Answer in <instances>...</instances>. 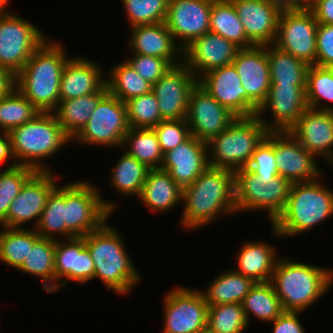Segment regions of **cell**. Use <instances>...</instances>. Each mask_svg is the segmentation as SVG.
Instances as JSON below:
<instances>
[{
	"label": "cell",
	"mask_w": 333,
	"mask_h": 333,
	"mask_svg": "<svg viewBox=\"0 0 333 333\" xmlns=\"http://www.w3.org/2000/svg\"><path fill=\"white\" fill-rule=\"evenodd\" d=\"M9 161H14V156L11 149V141L8 132L1 131L0 134V165Z\"/></svg>",
	"instance_id": "57"
},
{
	"label": "cell",
	"mask_w": 333,
	"mask_h": 333,
	"mask_svg": "<svg viewBox=\"0 0 333 333\" xmlns=\"http://www.w3.org/2000/svg\"><path fill=\"white\" fill-rule=\"evenodd\" d=\"M102 70L90 59L70 57L60 80V101L97 93L106 84Z\"/></svg>",
	"instance_id": "26"
},
{
	"label": "cell",
	"mask_w": 333,
	"mask_h": 333,
	"mask_svg": "<svg viewBox=\"0 0 333 333\" xmlns=\"http://www.w3.org/2000/svg\"><path fill=\"white\" fill-rule=\"evenodd\" d=\"M305 90L309 108L333 111V68L310 65ZM321 101L331 102V105H324Z\"/></svg>",
	"instance_id": "42"
},
{
	"label": "cell",
	"mask_w": 333,
	"mask_h": 333,
	"mask_svg": "<svg viewBox=\"0 0 333 333\" xmlns=\"http://www.w3.org/2000/svg\"><path fill=\"white\" fill-rule=\"evenodd\" d=\"M333 271L306 263L278 259L271 283L284 311L311 307L333 284Z\"/></svg>",
	"instance_id": "4"
},
{
	"label": "cell",
	"mask_w": 333,
	"mask_h": 333,
	"mask_svg": "<svg viewBox=\"0 0 333 333\" xmlns=\"http://www.w3.org/2000/svg\"><path fill=\"white\" fill-rule=\"evenodd\" d=\"M214 0H168L165 24L183 51L194 40L210 31ZM182 41V42H181Z\"/></svg>",
	"instance_id": "17"
},
{
	"label": "cell",
	"mask_w": 333,
	"mask_h": 333,
	"mask_svg": "<svg viewBox=\"0 0 333 333\" xmlns=\"http://www.w3.org/2000/svg\"><path fill=\"white\" fill-rule=\"evenodd\" d=\"M247 322L251 315L260 321L272 322L283 312V307L271 282L255 283L242 302Z\"/></svg>",
	"instance_id": "34"
},
{
	"label": "cell",
	"mask_w": 333,
	"mask_h": 333,
	"mask_svg": "<svg viewBox=\"0 0 333 333\" xmlns=\"http://www.w3.org/2000/svg\"><path fill=\"white\" fill-rule=\"evenodd\" d=\"M129 44L132 54L167 59L173 66L182 62L180 43H175L165 22L131 27Z\"/></svg>",
	"instance_id": "27"
},
{
	"label": "cell",
	"mask_w": 333,
	"mask_h": 333,
	"mask_svg": "<svg viewBox=\"0 0 333 333\" xmlns=\"http://www.w3.org/2000/svg\"><path fill=\"white\" fill-rule=\"evenodd\" d=\"M126 61L146 81L154 85L173 65L160 57L133 54Z\"/></svg>",
	"instance_id": "51"
},
{
	"label": "cell",
	"mask_w": 333,
	"mask_h": 333,
	"mask_svg": "<svg viewBox=\"0 0 333 333\" xmlns=\"http://www.w3.org/2000/svg\"><path fill=\"white\" fill-rule=\"evenodd\" d=\"M239 49L233 42L209 31L182 51V62L199 79L213 69L232 64Z\"/></svg>",
	"instance_id": "20"
},
{
	"label": "cell",
	"mask_w": 333,
	"mask_h": 333,
	"mask_svg": "<svg viewBox=\"0 0 333 333\" xmlns=\"http://www.w3.org/2000/svg\"><path fill=\"white\" fill-rule=\"evenodd\" d=\"M89 181L65 184V239L84 237L98 230L114 212L115 204L103 200Z\"/></svg>",
	"instance_id": "8"
},
{
	"label": "cell",
	"mask_w": 333,
	"mask_h": 333,
	"mask_svg": "<svg viewBox=\"0 0 333 333\" xmlns=\"http://www.w3.org/2000/svg\"><path fill=\"white\" fill-rule=\"evenodd\" d=\"M197 84L198 78L181 62L152 85L162 120L186 119L190 94Z\"/></svg>",
	"instance_id": "14"
},
{
	"label": "cell",
	"mask_w": 333,
	"mask_h": 333,
	"mask_svg": "<svg viewBox=\"0 0 333 333\" xmlns=\"http://www.w3.org/2000/svg\"><path fill=\"white\" fill-rule=\"evenodd\" d=\"M254 46L274 44L280 10L265 0H231Z\"/></svg>",
	"instance_id": "25"
},
{
	"label": "cell",
	"mask_w": 333,
	"mask_h": 333,
	"mask_svg": "<svg viewBox=\"0 0 333 333\" xmlns=\"http://www.w3.org/2000/svg\"><path fill=\"white\" fill-rule=\"evenodd\" d=\"M264 182L247 168L235 172L236 211H255L262 209V191Z\"/></svg>",
	"instance_id": "44"
},
{
	"label": "cell",
	"mask_w": 333,
	"mask_h": 333,
	"mask_svg": "<svg viewBox=\"0 0 333 333\" xmlns=\"http://www.w3.org/2000/svg\"><path fill=\"white\" fill-rule=\"evenodd\" d=\"M125 152L138 161L145 164L149 169H160L163 162V153L160 149L156 132L153 128H130L123 138L122 146Z\"/></svg>",
	"instance_id": "36"
},
{
	"label": "cell",
	"mask_w": 333,
	"mask_h": 333,
	"mask_svg": "<svg viewBox=\"0 0 333 333\" xmlns=\"http://www.w3.org/2000/svg\"><path fill=\"white\" fill-rule=\"evenodd\" d=\"M40 111L14 87L0 99V131L9 132L14 127L31 121Z\"/></svg>",
	"instance_id": "40"
},
{
	"label": "cell",
	"mask_w": 333,
	"mask_h": 333,
	"mask_svg": "<svg viewBox=\"0 0 333 333\" xmlns=\"http://www.w3.org/2000/svg\"><path fill=\"white\" fill-rule=\"evenodd\" d=\"M273 149L279 176L291 183L310 182L320 178L315 157L288 131L273 132Z\"/></svg>",
	"instance_id": "19"
},
{
	"label": "cell",
	"mask_w": 333,
	"mask_h": 333,
	"mask_svg": "<svg viewBox=\"0 0 333 333\" xmlns=\"http://www.w3.org/2000/svg\"><path fill=\"white\" fill-rule=\"evenodd\" d=\"M8 134L14 162L35 171H50L48 166L41 165V160L57 154L59 149L72 142L53 112H40L31 121L11 129Z\"/></svg>",
	"instance_id": "6"
},
{
	"label": "cell",
	"mask_w": 333,
	"mask_h": 333,
	"mask_svg": "<svg viewBox=\"0 0 333 333\" xmlns=\"http://www.w3.org/2000/svg\"><path fill=\"white\" fill-rule=\"evenodd\" d=\"M208 167L207 143L191 135L185 142L163 154L160 169L167 171L176 184L184 189Z\"/></svg>",
	"instance_id": "21"
},
{
	"label": "cell",
	"mask_w": 333,
	"mask_h": 333,
	"mask_svg": "<svg viewBox=\"0 0 333 333\" xmlns=\"http://www.w3.org/2000/svg\"><path fill=\"white\" fill-rule=\"evenodd\" d=\"M149 168L125 151L114 165L110 182L119 194L139 197Z\"/></svg>",
	"instance_id": "37"
},
{
	"label": "cell",
	"mask_w": 333,
	"mask_h": 333,
	"mask_svg": "<svg viewBox=\"0 0 333 333\" xmlns=\"http://www.w3.org/2000/svg\"><path fill=\"white\" fill-rule=\"evenodd\" d=\"M163 333H198L207 329L208 307L201 290L177 286L163 299Z\"/></svg>",
	"instance_id": "12"
},
{
	"label": "cell",
	"mask_w": 333,
	"mask_h": 333,
	"mask_svg": "<svg viewBox=\"0 0 333 333\" xmlns=\"http://www.w3.org/2000/svg\"><path fill=\"white\" fill-rule=\"evenodd\" d=\"M130 27L165 22L168 0H122Z\"/></svg>",
	"instance_id": "47"
},
{
	"label": "cell",
	"mask_w": 333,
	"mask_h": 333,
	"mask_svg": "<svg viewBox=\"0 0 333 333\" xmlns=\"http://www.w3.org/2000/svg\"><path fill=\"white\" fill-rule=\"evenodd\" d=\"M109 72L110 78H106L108 92L122 102L152 91V84L144 80L127 61L116 65Z\"/></svg>",
	"instance_id": "39"
},
{
	"label": "cell",
	"mask_w": 333,
	"mask_h": 333,
	"mask_svg": "<svg viewBox=\"0 0 333 333\" xmlns=\"http://www.w3.org/2000/svg\"><path fill=\"white\" fill-rule=\"evenodd\" d=\"M153 129L157 134L163 154L182 144L191 136L186 119L162 120Z\"/></svg>",
	"instance_id": "50"
},
{
	"label": "cell",
	"mask_w": 333,
	"mask_h": 333,
	"mask_svg": "<svg viewBox=\"0 0 333 333\" xmlns=\"http://www.w3.org/2000/svg\"><path fill=\"white\" fill-rule=\"evenodd\" d=\"M138 199L150 211L167 212L179 202L182 203V189L167 171L150 169Z\"/></svg>",
	"instance_id": "29"
},
{
	"label": "cell",
	"mask_w": 333,
	"mask_h": 333,
	"mask_svg": "<svg viewBox=\"0 0 333 333\" xmlns=\"http://www.w3.org/2000/svg\"><path fill=\"white\" fill-rule=\"evenodd\" d=\"M117 229L107 221L83 238L94 261V278L117 294H127L140 281V275L125 249Z\"/></svg>",
	"instance_id": "3"
},
{
	"label": "cell",
	"mask_w": 333,
	"mask_h": 333,
	"mask_svg": "<svg viewBox=\"0 0 333 333\" xmlns=\"http://www.w3.org/2000/svg\"><path fill=\"white\" fill-rule=\"evenodd\" d=\"M268 132L257 115L237 117L227 129L207 143L209 166L234 173L246 168Z\"/></svg>",
	"instance_id": "7"
},
{
	"label": "cell",
	"mask_w": 333,
	"mask_h": 333,
	"mask_svg": "<svg viewBox=\"0 0 333 333\" xmlns=\"http://www.w3.org/2000/svg\"><path fill=\"white\" fill-rule=\"evenodd\" d=\"M8 2H9V0H0V14L7 13V10L4 7H6V5H8Z\"/></svg>",
	"instance_id": "58"
},
{
	"label": "cell",
	"mask_w": 333,
	"mask_h": 333,
	"mask_svg": "<svg viewBox=\"0 0 333 333\" xmlns=\"http://www.w3.org/2000/svg\"><path fill=\"white\" fill-rule=\"evenodd\" d=\"M39 237L35 229L5 227L0 232V261L18 270Z\"/></svg>",
	"instance_id": "38"
},
{
	"label": "cell",
	"mask_w": 333,
	"mask_h": 333,
	"mask_svg": "<svg viewBox=\"0 0 333 333\" xmlns=\"http://www.w3.org/2000/svg\"><path fill=\"white\" fill-rule=\"evenodd\" d=\"M198 84L236 117L257 115L260 107L247 95L233 64L207 72Z\"/></svg>",
	"instance_id": "16"
},
{
	"label": "cell",
	"mask_w": 333,
	"mask_h": 333,
	"mask_svg": "<svg viewBox=\"0 0 333 333\" xmlns=\"http://www.w3.org/2000/svg\"><path fill=\"white\" fill-rule=\"evenodd\" d=\"M232 64L247 95L260 107L271 85L267 45L239 49Z\"/></svg>",
	"instance_id": "23"
},
{
	"label": "cell",
	"mask_w": 333,
	"mask_h": 333,
	"mask_svg": "<svg viewBox=\"0 0 333 333\" xmlns=\"http://www.w3.org/2000/svg\"><path fill=\"white\" fill-rule=\"evenodd\" d=\"M55 179L57 178L55 174L53 176L52 171H35L11 203L7 217L0 226L23 228V223L33 222L35 228L46 206L48 196L58 185Z\"/></svg>",
	"instance_id": "13"
},
{
	"label": "cell",
	"mask_w": 333,
	"mask_h": 333,
	"mask_svg": "<svg viewBox=\"0 0 333 333\" xmlns=\"http://www.w3.org/2000/svg\"><path fill=\"white\" fill-rule=\"evenodd\" d=\"M320 183H292L287 204L272 224L275 236H296L333 215V192Z\"/></svg>",
	"instance_id": "5"
},
{
	"label": "cell",
	"mask_w": 333,
	"mask_h": 333,
	"mask_svg": "<svg viewBox=\"0 0 333 333\" xmlns=\"http://www.w3.org/2000/svg\"><path fill=\"white\" fill-rule=\"evenodd\" d=\"M130 128H154L161 121L158 100L151 91L125 101Z\"/></svg>",
	"instance_id": "45"
},
{
	"label": "cell",
	"mask_w": 333,
	"mask_h": 333,
	"mask_svg": "<svg viewBox=\"0 0 333 333\" xmlns=\"http://www.w3.org/2000/svg\"><path fill=\"white\" fill-rule=\"evenodd\" d=\"M129 129L125 102L108 92L99 101L86 125L72 140L88 145L122 146Z\"/></svg>",
	"instance_id": "10"
},
{
	"label": "cell",
	"mask_w": 333,
	"mask_h": 333,
	"mask_svg": "<svg viewBox=\"0 0 333 333\" xmlns=\"http://www.w3.org/2000/svg\"><path fill=\"white\" fill-rule=\"evenodd\" d=\"M236 118L199 84L190 94L186 121L191 135L197 139L208 143Z\"/></svg>",
	"instance_id": "18"
},
{
	"label": "cell",
	"mask_w": 333,
	"mask_h": 333,
	"mask_svg": "<svg viewBox=\"0 0 333 333\" xmlns=\"http://www.w3.org/2000/svg\"><path fill=\"white\" fill-rule=\"evenodd\" d=\"M288 132L307 151L333 166V111L308 107Z\"/></svg>",
	"instance_id": "22"
},
{
	"label": "cell",
	"mask_w": 333,
	"mask_h": 333,
	"mask_svg": "<svg viewBox=\"0 0 333 333\" xmlns=\"http://www.w3.org/2000/svg\"><path fill=\"white\" fill-rule=\"evenodd\" d=\"M318 22L310 8L281 11L274 45L306 62L316 65Z\"/></svg>",
	"instance_id": "11"
},
{
	"label": "cell",
	"mask_w": 333,
	"mask_h": 333,
	"mask_svg": "<svg viewBox=\"0 0 333 333\" xmlns=\"http://www.w3.org/2000/svg\"><path fill=\"white\" fill-rule=\"evenodd\" d=\"M65 243L55 240L56 291L61 286L65 287L68 284V279L80 284L94 279V261L86 248L85 239L73 237L65 239ZM60 279L64 280L61 282Z\"/></svg>",
	"instance_id": "24"
},
{
	"label": "cell",
	"mask_w": 333,
	"mask_h": 333,
	"mask_svg": "<svg viewBox=\"0 0 333 333\" xmlns=\"http://www.w3.org/2000/svg\"><path fill=\"white\" fill-rule=\"evenodd\" d=\"M54 257L55 240L39 237L33 246H29L27 258L18 270L23 274L41 277L43 290L54 293L56 292Z\"/></svg>",
	"instance_id": "31"
},
{
	"label": "cell",
	"mask_w": 333,
	"mask_h": 333,
	"mask_svg": "<svg viewBox=\"0 0 333 333\" xmlns=\"http://www.w3.org/2000/svg\"><path fill=\"white\" fill-rule=\"evenodd\" d=\"M198 333H210L207 329L201 331V332H198Z\"/></svg>",
	"instance_id": "59"
},
{
	"label": "cell",
	"mask_w": 333,
	"mask_h": 333,
	"mask_svg": "<svg viewBox=\"0 0 333 333\" xmlns=\"http://www.w3.org/2000/svg\"><path fill=\"white\" fill-rule=\"evenodd\" d=\"M15 87V76L7 69L0 67V99L4 98Z\"/></svg>",
	"instance_id": "56"
},
{
	"label": "cell",
	"mask_w": 333,
	"mask_h": 333,
	"mask_svg": "<svg viewBox=\"0 0 333 333\" xmlns=\"http://www.w3.org/2000/svg\"><path fill=\"white\" fill-rule=\"evenodd\" d=\"M248 322L240 303L210 305L207 330L210 333H242Z\"/></svg>",
	"instance_id": "43"
},
{
	"label": "cell",
	"mask_w": 333,
	"mask_h": 333,
	"mask_svg": "<svg viewBox=\"0 0 333 333\" xmlns=\"http://www.w3.org/2000/svg\"><path fill=\"white\" fill-rule=\"evenodd\" d=\"M46 39L15 76V87L40 111L54 112L60 97V80L68 61L60 43Z\"/></svg>",
	"instance_id": "2"
},
{
	"label": "cell",
	"mask_w": 333,
	"mask_h": 333,
	"mask_svg": "<svg viewBox=\"0 0 333 333\" xmlns=\"http://www.w3.org/2000/svg\"><path fill=\"white\" fill-rule=\"evenodd\" d=\"M310 9L318 23L333 24V0H312Z\"/></svg>",
	"instance_id": "54"
},
{
	"label": "cell",
	"mask_w": 333,
	"mask_h": 333,
	"mask_svg": "<svg viewBox=\"0 0 333 333\" xmlns=\"http://www.w3.org/2000/svg\"><path fill=\"white\" fill-rule=\"evenodd\" d=\"M65 184L58 186L51 192L46 206L41 213L35 231L43 238L56 240L58 233L65 238ZM56 232V233H55Z\"/></svg>",
	"instance_id": "41"
},
{
	"label": "cell",
	"mask_w": 333,
	"mask_h": 333,
	"mask_svg": "<svg viewBox=\"0 0 333 333\" xmlns=\"http://www.w3.org/2000/svg\"><path fill=\"white\" fill-rule=\"evenodd\" d=\"M34 172L33 168L15 162L0 170V223L7 217L11 203Z\"/></svg>",
	"instance_id": "46"
},
{
	"label": "cell",
	"mask_w": 333,
	"mask_h": 333,
	"mask_svg": "<svg viewBox=\"0 0 333 333\" xmlns=\"http://www.w3.org/2000/svg\"><path fill=\"white\" fill-rule=\"evenodd\" d=\"M306 84L271 83L268 97L260 106L257 116L269 132L289 131L308 108L306 102ZM270 111L273 123L263 118Z\"/></svg>",
	"instance_id": "15"
},
{
	"label": "cell",
	"mask_w": 333,
	"mask_h": 333,
	"mask_svg": "<svg viewBox=\"0 0 333 333\" xmlns=\"http://www.w3.org/2000/svg\"><path fill=\"white\" fill-rule=\"evenodd\" d=\"M264 184L279 176L273 149V132H268L266 138L256 148L246 166Z\"/></svg>",
	"instance_id": "48"
},
{
	"label": "cell",
	"mask_w": 333,
	"mask_h": 333,
	"mask_svg": "<svg viewBox=\"0 0 333 333\" xmlns=\"http://www.w3.org/2000/svg\"><path fill=\"white\" fill-rule=\"evenodd\" d=\"M38 27L9 12L0 14V67L16 76L46 40Z\"/></svg>",
	"instance_id": "9"
},
{
	"label": "cell",
	"mask_w": 333,
	"mask_h": 333,
	"mask_svg": "<svg viewBox=\"0 0 333 333\" xmlns=\"http://www.w3.org/2000/svg\"><path fill=\"white\" fill-rule=\"evenodd\" d=\"M210 32L221 35L240 49L254 46L245 33L231 0H214L210 13Z\"/></svg>",
	"instance_id": "33"
},
{
	"label": "cell",
	"mask_w": 333,
	"mask_h": 333,
	"mask_svg": "<svg viewBox=\"0 0 333 333\" xmlns=\"http://www.w3.org/2000/svg\"><path fill=\"white\" fill-rule=\"evenodd\" d=\"M107 93L108 87L105 84L97 93L59 101L53 113L71 140L86 125L97 104Z\"/></svg>",
	"instance_id": "30"
},
{
	"label": "cell",
	"mask_w": 333,
	"mask_h": 333,
	"mask_svg": "<svg viewBox=\"0 0 333 333\" xmlns=\"http://www.w3.org/2000/svg\"><path fill=\"white\" fill-rule=\"evenodd\" d=\"M276 6L280 11L303 10L311 7L312 0H265Z\"/></svg>",
	"instance_id": "55"
},
{
	"label": "cell",
	"mask_w": 333,
	"mask_h": 333,
	"mask_svg": "<svg viewBox=\"0 0 333 333\" xmlns=\"http://www.w3.org/2000/svg\"><path fill=\"white\" fill-rule=\"evenodd\" d=\"M251 278L234 270L216 276L207 290L201 291L205 301L210 305L240 303L255 285Z\"/></svg>",
	"instance_id": "32"
},
{
	"label": "cell",
	"mask_w": 333,
	"mask_h": 333,
	"mask_svg": "<svg viewBox=\"0 0 333 333\" xmlns=\"http://www.w3.org/2000/svg\"><path fill=\"white\" fill-rule=\"evenodd\" d=\"M276 256V249L272 245L248 241L240 248L235 271L256 283L270 282L278 260Z\"/></svg>",
	"instance_id": "28"
},
{
	"label": "cell",
	"mask_w": 333,
	"mask_h": 333,
	"mask_svg": "<svg viewBox=\"0 0 333 333\" xmlns=\"http://www.w3.org/2000/svg\"><path fill=\"white\" fill-rule=\"evenodd\" d=\"M299 311H284L273 323V333H305Z\"/></svg>",
	"instance_id": "53"
},
{
	"label": "cell",
	"mask_w": 333,
	"mask_h": 333,
	"mask_svg": "<svg viewBox=\"0 0 333 333\" xmlns=\"http://www.w3.org/2000/svg\"><path fill=\"white\" fill-rule=\"evenodd\" d=\"M316 66L333 68V24L318 23Z\"/></svg>",
	"instance_id": "52"
},
{
	"label": "cell",
	"mask_w": 333,
	"mask_h": 333,
	"mask_svg": "<svg viewBox=\"0 0 333 333\" xmlns=\"http://www.w3.org/2000/svg\"><path fill=\"white\" fill-rule=\"evenodd\" d=\"M292 183L282 177L278 176L266 183L262 191V210H266L271 224L283 212L289 197V192Z\"/></svg>",
	"instance_id": "49"
},
{
	"label": "cell",
	"mask_w": 333,
	"mask_h": 333,
	"mask_svg": "<svg viewBox=\"0 0 333 333\" xmlns=\"http://www.w3.org/2000/svg\"><path fill=\"white\" fill-rule=\"evenodd\" d=\"M182 202L185 206L180 223L186 229L203 227L219 214L237 212L235 173L209 166L196 181L182 189Z\"/></svg>",
	"instance_id": "1"
},
{
	"label": "cell",
	"mask_w": 333,
	"mask_h": 333,
	"mask_svg": "<svg viewBox=\"0 0 333 333\" xmlns=\"http://www.w3.org/2000/svg\"><path fill=\"white\" fill-rule=\"evenodd\" d=\"M272 47V48H271ZM271 83L306 84L309 65L274 44L267 45Z\"/></svg>",
	"instance_id": "35"
}]
</instances>
